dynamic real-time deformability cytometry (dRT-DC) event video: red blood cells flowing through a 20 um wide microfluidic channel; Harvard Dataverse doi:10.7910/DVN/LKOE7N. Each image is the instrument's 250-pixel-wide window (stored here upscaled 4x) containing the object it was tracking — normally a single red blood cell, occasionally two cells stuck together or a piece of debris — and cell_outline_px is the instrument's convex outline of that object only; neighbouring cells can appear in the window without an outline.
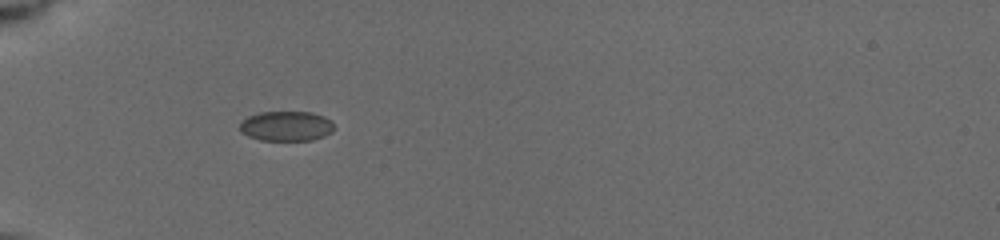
{"species": "common noctule bat (a hibernating species)", "species_latin": "Nyctalus noctula", "temperature_condition": "cold", "stored_images_in_passage": 2, "camera_frame_rate_fps": 3000, "um_per_image_px": 0.085, "animal": {"sex": "female", "body_mass_g": 19.5, "forearm_length_mm": 54.1}, "frame": {"image": 1, "passage_image": 1, "time_ms": 0.0, "image_size_px": [1000, 240], "cell_outline_px": [[336, 128], [332, 132], [324, 136], [312, 140], [260, 140], [248, 136], [240, 132], [240, 124], [248, 116], [260, 112], [312, 112], [324, 116], [332, 120]], "centroid_in_image_um": [24.38, 10.71], "position_along_channel_um": 60.6, "area_um2": 16.59}}